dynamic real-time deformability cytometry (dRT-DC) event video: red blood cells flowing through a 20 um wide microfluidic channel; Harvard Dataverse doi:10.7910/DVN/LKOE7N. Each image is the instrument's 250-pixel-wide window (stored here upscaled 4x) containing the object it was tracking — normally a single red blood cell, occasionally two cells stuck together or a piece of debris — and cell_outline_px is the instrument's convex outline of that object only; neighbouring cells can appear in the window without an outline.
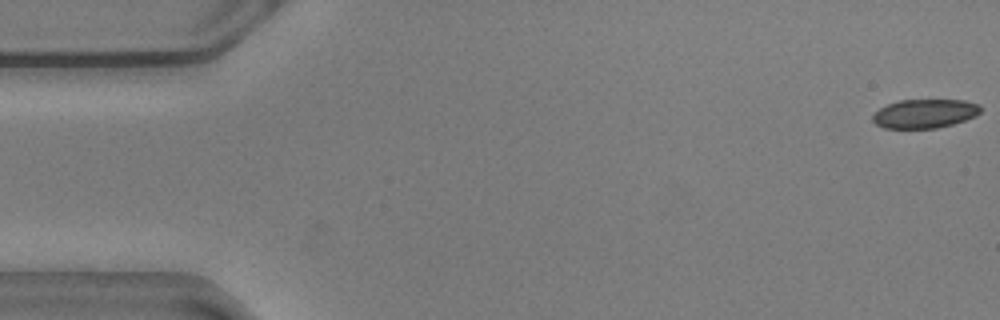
{"species": "common noctule bat (a hibernating species)", "species_latin": "Nyctalus noctula", "temperature_condition": "warm", "stored_images_in_passage": 55, "camera_frame_rate_fps": 3000, "um_per_image_px": 0.085, "animal": {"sex": "male", "body_mass_g": 20.5, "forearm_length_mm": 52.5}, "frame": {"image": 1, "passage_image": 1, "time_ms": 0.0, "image_size_px": [1000, 320], "cell_outline_px": [[980, 112], [976, 116], [952, 124], [936, 128], [884, 128], [876, 124], [872, 120], [872, 116], [880, 108], [888, 104], [900, 100], [964, 100], [980, 104]], "centroid_in_image_um": [78.6, 9.65], "position_along_channel_um": 6.4, "area_um2": 18.09}}
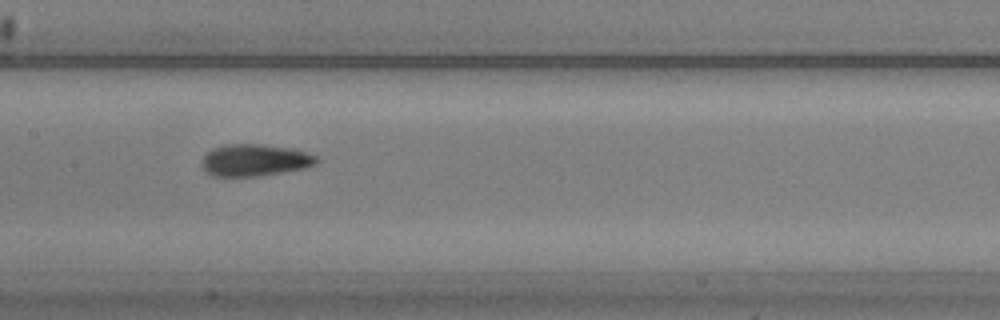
{"frame": {"image": 2, "passage_image": 27, "time_ms": 8.667, "image_size_px": [1000, 320], "cell_outline_px": [[320, 160], [316, 164], [304, 168], [284, 172], [260, 176], [212, 176], [204, 172], [200, 164], [200, 160], [212, 148], [228, 144], [260, 144], [296, 148], [316, 156]], "centroid_in_image_um": [21.64, 13.61], "position_along_channel_um": 185.8, "area_um2": 21.73}}
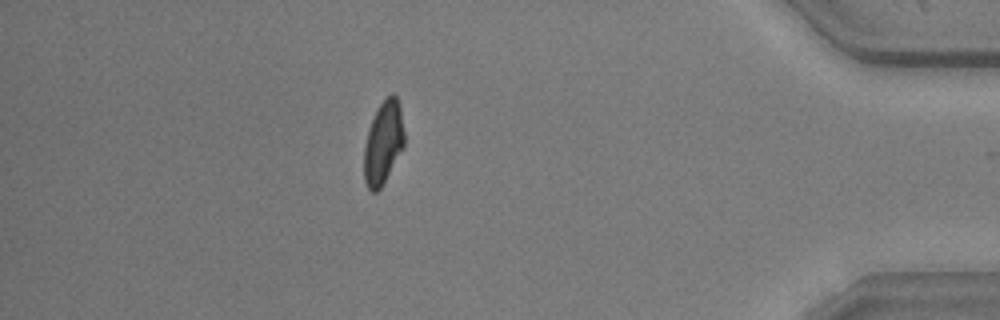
{"frame": {"image": 3, "passage_image": 49, "time_ms": 16.0, "image_size_px": [1000, 320], "cell_outline_px": [[404, 148], [380, 188], [376, 192], [372, 192], [368, 188], [364, 180], [364, 144], [368, 128], [380, 104], [392, 92], [396, 96], [400, 104], [404, 132]], "centroid_in_image_um": [32.58, 12.13], "position_along_channel_um": 402.6, "area_um2": 19.48}, "authors_computed_cell_mechanics": {"area_um2": 20.6924, "velocity_mm_per_s": 3.6021, "shape_relaxation_time_tau1_ms": 2.2343, "shape_relaxation_time_tau2_ms": 3.2477, "deformation_change_tau1": 0.138, "deformation_change_tau2": 0.1024}}